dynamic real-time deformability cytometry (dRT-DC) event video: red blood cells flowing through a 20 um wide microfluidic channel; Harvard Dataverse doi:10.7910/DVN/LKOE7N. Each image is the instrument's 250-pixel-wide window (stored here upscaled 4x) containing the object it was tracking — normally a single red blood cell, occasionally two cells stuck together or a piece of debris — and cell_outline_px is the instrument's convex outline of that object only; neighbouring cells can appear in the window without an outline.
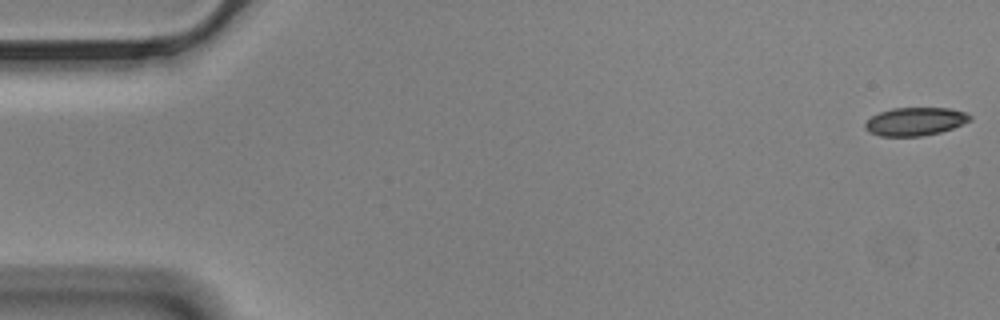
{"species": "Egyptian fruit bat (a non-hibernating species)", "species_latin": "Rousettus aegyptiacus", "temperature_condition": "cold", "stored_images_in_passage": 57, "camera_frame_rate_fps": 3000, "um_per_image_px": 0.085, "animal": {"sex": "male"}, "frame": {"image": 1, "passage_image": 1, "time_ms": 0.0, "image_size_px": [1000, 320], "cell_outline_px": [[972, 120], [952, 128], [940, 132], [920, 136], [880, 136], [868, 132], [864, 128], [864, 124], [872, 116], [880, 112], [892, 108], [948, 108], [964, 112], [972, 116]], "centroid_in_image_um": [77.77, 10.33], "position_along_channel_um": 7.2, "area_um2": 17.17}}
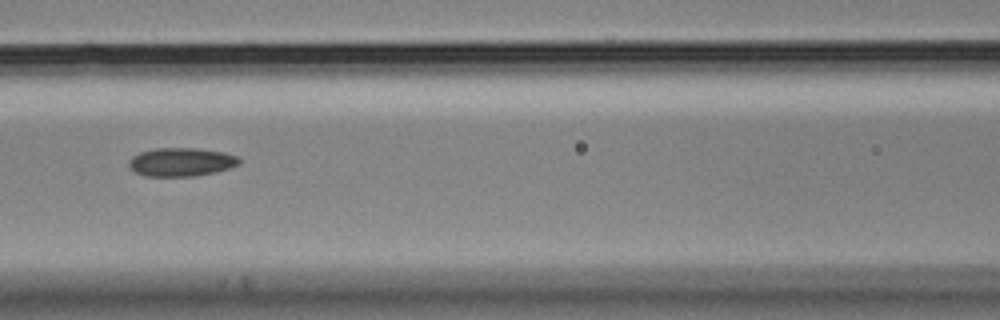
{"frame": {"image": 2, "passage_image": 25, "time_ms": 8.0, "image_size_px": [1000, 320], "cell_outline_px": [[240, 164], [232, 168], [216, 172], [196, 176], [144, 176], [136, 172], [128, 164], [128, 160], [132, 156], [140, 152], [156, 148], [200, 148], [224, 152], [236, 156], [240, 160]], "centroid_in_image_um": [15.43, 13.77], "position_along_channel_um": 151.2, "area_um2": 18.5}}
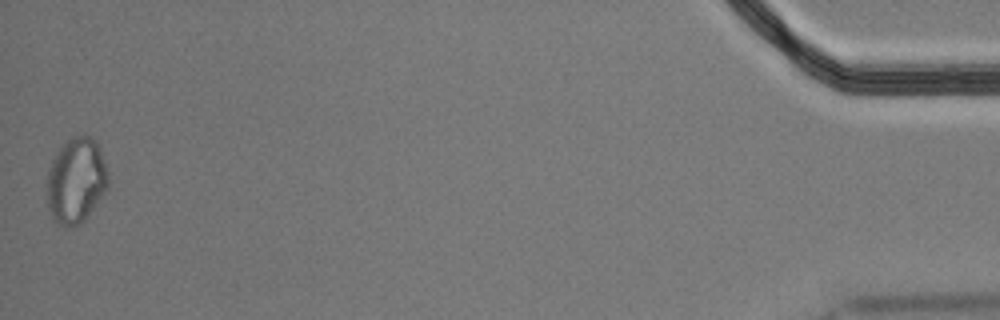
{"frame": {"image": 3, "passage_image": 57, "time_ms": 18.667, "image_size_px": [1000, 320], "cell_outline_px": [[108, 188], [88, 216], [80, 224], [72, 228], [64, 228], [56, 224], [52, 220], [48, 208], [48, 172], [52, 160], [56, 152], [72, 136], [92, 136], [96, 140], [100, 148], [108, 172]], "centroid_in_image_um": [6.48, 15.39], "position_along_channel_um": 428.7, "area_um2": 30.81}}